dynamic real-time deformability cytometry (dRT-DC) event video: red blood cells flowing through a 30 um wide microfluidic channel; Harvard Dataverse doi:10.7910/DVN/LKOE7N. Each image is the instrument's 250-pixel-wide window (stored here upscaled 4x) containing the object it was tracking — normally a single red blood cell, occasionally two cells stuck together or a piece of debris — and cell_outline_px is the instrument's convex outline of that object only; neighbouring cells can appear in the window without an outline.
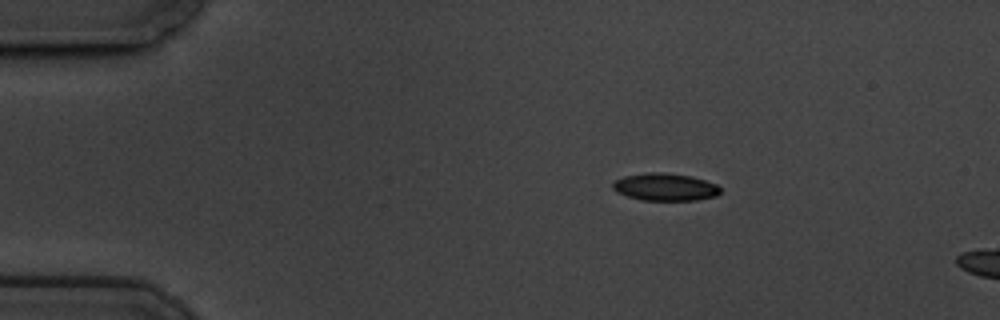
{"species": "common noctule bat (a hibernating species)", "species_latin": "Nyctalus noctula", "temperature_condition": "cold", "stored_images_in_passage": 5, "camera_frame_rate_fps": 3000, "um_per_image_px": 0.085, "animal": {"sex": "male", "body_mass_g": 19.5, "forearm_length_mm": 54.6}, "frame": {"image": 1, "passage_image": 1, "time_ms": 0.0, "image_size_px": [1000, 320], "cell_outline_px": [[720, 192], [716, 196], [696, 200], [640, 200], [616, 192], [612, 188], [612, 184], [616, 180], [624, 176], [648, 172], [664, 172], [692, 176], [716, 184], [720, 188]], "centroid_in_image_um": [56.52, 15.89], "position_along_channel_um": 28.5, "area_um2": 17.22}}